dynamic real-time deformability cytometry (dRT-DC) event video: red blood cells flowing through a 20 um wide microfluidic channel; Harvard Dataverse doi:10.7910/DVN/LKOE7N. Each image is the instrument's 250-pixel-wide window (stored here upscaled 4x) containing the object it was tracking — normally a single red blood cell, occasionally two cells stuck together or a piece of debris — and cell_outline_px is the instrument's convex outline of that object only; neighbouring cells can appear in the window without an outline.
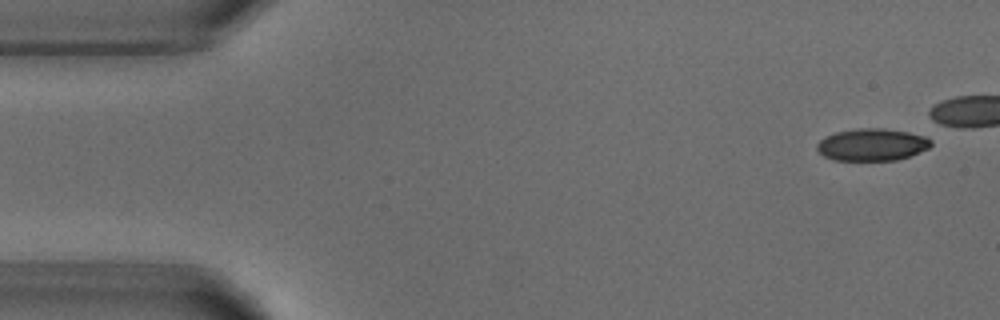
{"species": "common noctule bat (a hibernating species)", "species_latin": "Nyctalus noctula", "temperature_condition": "warm", "stored_images_in_passage": 5, "camera_frame_rate_fps": 3000, "um_per_image_px": 0.085, "animal": {"sex": "male", "body_mass_g": 18.8}, "frame": {"image": 1, "passage_image": 1, "time_ms": 0.0, "image_size_px": [1000, 320], "cell_outline_px": [[932, 144], [928, 148], [908, 156], [896, 160], [832, 160], [824, 156], [816, 148], [816, 144], [824, 136], [836, 132], [856, 128], [884, 128], [908, 132], [924, 136], [932, 140]], "centroid_in_image_um": [74.09, 12.29], "position_along_channel_um": 10.9, "area_um2": 21.39}}
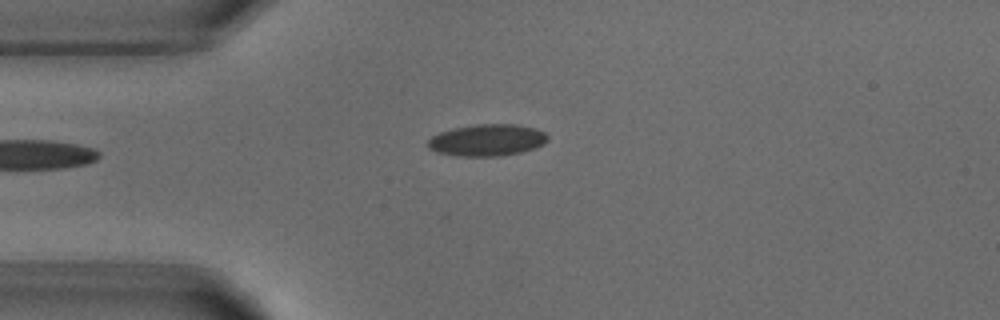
{"frame": {"image": 2, "passage_image": 5, "time_ms": 4.667, "image_size_px": [1000, 320], "cell_outline_px": [[548, 140], [544, 144], [536, 148], [520, 152], [500, 156], [456, 156], [436, 152], [428, 148], [428, 140], [432, 136], [440, 132], [452, 128], [476, 124], [516, 124], [536, 128], [544, 132], [548, 136]], "centroid_in_image_um": [41.41, 11.91], "position_along_channel_um": 43.6, "area_um2": 22.37}}